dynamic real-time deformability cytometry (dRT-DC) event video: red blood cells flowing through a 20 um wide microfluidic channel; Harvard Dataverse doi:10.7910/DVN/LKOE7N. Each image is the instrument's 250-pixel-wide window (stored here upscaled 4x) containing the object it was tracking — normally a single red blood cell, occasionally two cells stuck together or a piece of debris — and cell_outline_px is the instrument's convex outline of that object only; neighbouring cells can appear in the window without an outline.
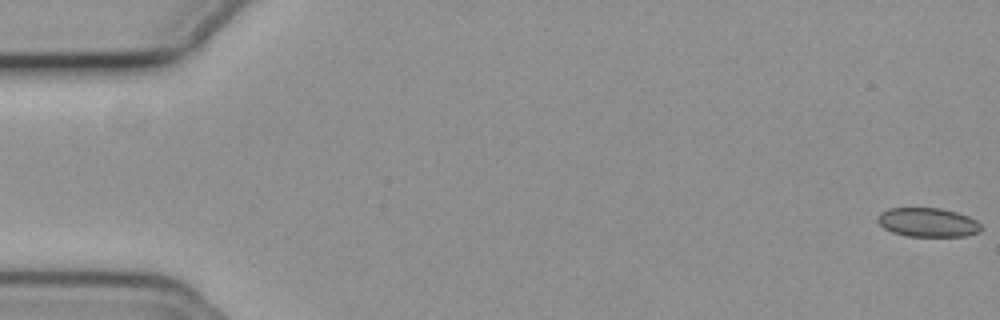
{"species": "common noctule bat (a hibernating species)", "species_latin": "Nyctalus noctula", "temperature_condition": "cold", "stored_images_in_passage": 57, "camera_frame_rate_fps": 3000, "um_per_image_px": 0.085, "animal": {"sex": "female", "body_mass_g": 19.3, "forearm_length_mm": 54.1}, "frame": {"image": 1, "passage_image": 1, "time_ms": 0.0, "image_size_px": [1000, 320], "cell_outline_px": [[980, 232], [964, 236], [908, 236], [892, 232], [884, 228], [876, 220], [876, 216], [880, 212], [888, 208], [940, 208], [956, 212], [968, 216], [976, 220], [980, 224]], "centroid_in_image_um": [78.83, 18.89], "position_along_channel_um": 6.2, "area_um2": 17.51}}
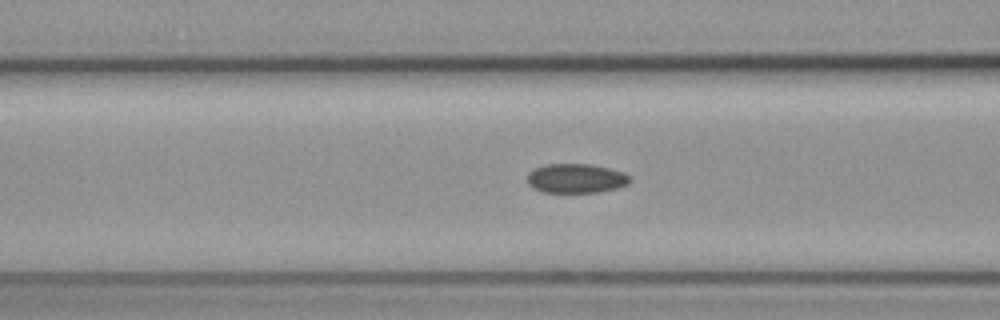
{"frame": {"image": 2, "passage_image": 23, "time_ms": 7.333, "image_size_px": [1000, 320], "cell_outline_px": [[632, 180], [628, 184], [616, 188], [596, 192], [544, 192], [532, 188], [528, 184], [528, 172], [544, 164], [592, 164], [624, 172]], "centroid_in_image_um": [48.95, 15.15], "position_along_channel_um": 117.6, "area_um2": 17.51}}
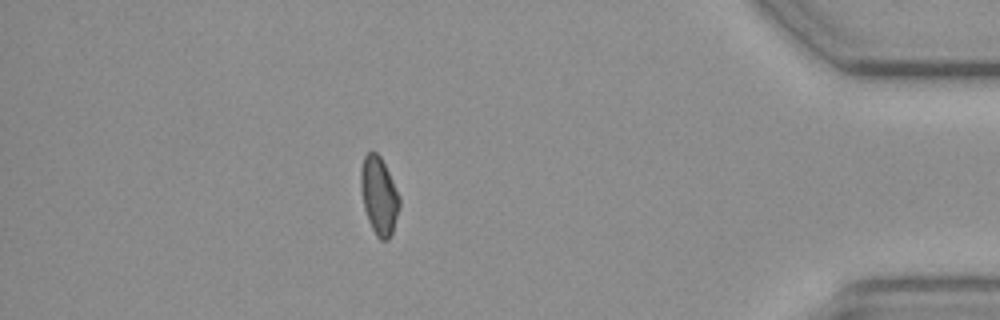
{"frame": {"image": 3, "passage_image": 50, "time_ms": 16.333, "image_size_px": [1000, 320], "cell_outline_px": [[400, 208], [392, 232], [388, 240], [380, 240], [376, 236], [368, 220], [364, 208], [360, 184], [360, 172], [364, 156], [368, 152], [376, 152], [380, 156], [400, 196]], "centroid_in_image_um": [32.21, 16.65], "position_along_channel_um": 403.0, "area_um2": 17.46}, "authors_computed_cell_mechanics": {"area_um2": 17.918, "velocity_mm_per_s": 3.7008, "shape_relaxation_time_tau1_ms": 5.7784, "shape_relaxation_time_tau2_ms": 6.4583, "deformation_change_tau1": 0.0773, "deformation_change_tau2": 0.0838}}